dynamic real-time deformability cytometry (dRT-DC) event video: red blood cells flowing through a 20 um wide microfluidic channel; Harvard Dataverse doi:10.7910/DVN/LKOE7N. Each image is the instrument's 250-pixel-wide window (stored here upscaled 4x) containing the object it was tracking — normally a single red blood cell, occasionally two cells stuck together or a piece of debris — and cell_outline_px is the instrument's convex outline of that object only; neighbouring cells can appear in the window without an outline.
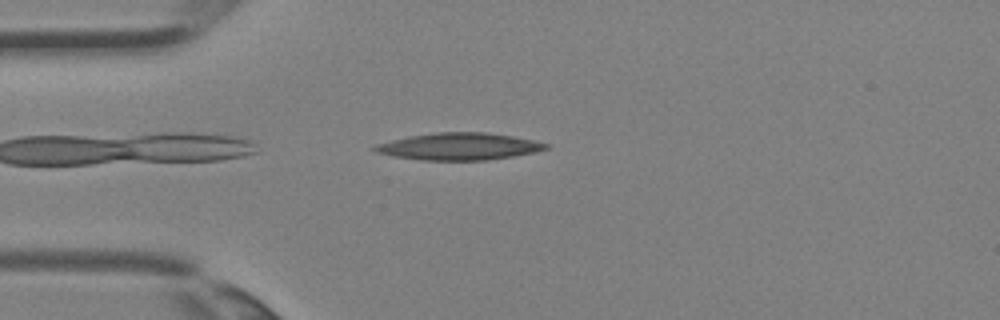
{"species": "Egyptian fruit bat (a non-hibernating species)", "species_latin": "Rousettus aegyptiacus", "temperature_condition": "room temperature", "stored_images_in_passage": 1, "camera_frame_rate_fps": 3000, "um_per_image_px": 0.085, "animal": {"sex": "female"}, "frame": {"image": 1, "passage_image": 1, "time_ms": 0.0, "image_size_px": [1000, 320], "cell_outline_px": [[548, 148], [536, 152], [512, 156], [484, 160], [420, 160], [392, 156], [376, 152], [372, 148], [376, 144], [392, 140], [412, 136], [436, 132], [484, 132], [512, 136], [532, 140], [548, 144]], "centroid_in_image_um": [39.0, 12.45], "position_along_channel_um": 46.0, "area_um2": 26.7}}